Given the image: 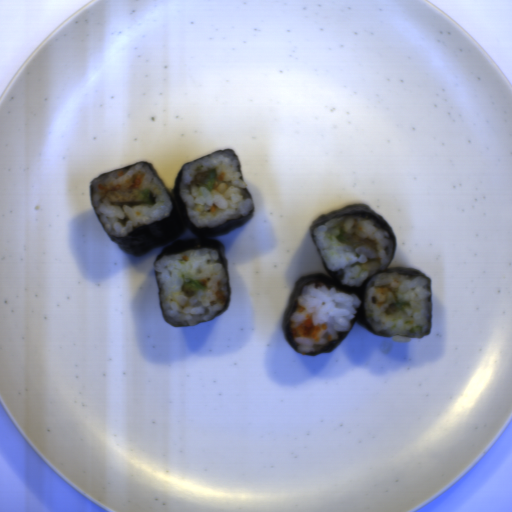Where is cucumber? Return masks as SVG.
I'll return each mask as SVG.
<instances>
[{
  "mask_svg": "<svg viewBox=\"0 0 512 512\" xmlns=\"http://www.w3.org/2000/svg\"><path fill=\"white\" fill-rule=\"evenodd\" d=\"M111 205L116 206H154L156 204L155 197L151 190L144 189H128L109 191L106 194Z\"/></svg>",
  "mask_w": 512,
  "mask_h": 512,
  "instance_id": "obj_1",
  "label": "cucumber"
},
{
  "mask_svg": "<svg viewBox=\"0 0 512 512\" xmlns=\"http://www.w3.org/2000/svg\"><path fill=\"white\" fill-rule=\"evenodd\" d=\"M206 286L198 282L197 280L191 278H187L182 287L181 291H184L186 297H193L197 294L199 290H206Z\"/></svg>",
  "mask_w": 512,
  "mask_h": 512,
  "instance_id": "obj_2",
  "label": "cucumber"
},
{
  "mask_svg": "<svg viewBox=\"0 0 512 512\" xmlns=\"http://www.w3.org/2000/svg\"><path fill=\"white\" fill-rule=\"evenodd\" d=\"M217 180V171L215 168H211L205 172L204 176L197 182L199 186H204L208 191H212L214 183Z\"/></svg>",
  "mask_w": 512,
  "mask_h": 512,
  "instance_id": "obj_3",
  "label": "cucumber"
},
{
  "mask_svg": "<svg viewBox=\"0 0 512 512\" xmlns=\"http://www.w3.org/2000/svg\"><path fill=\"white\" fill-rule=\"evenodd\" d=\"M411 308L409 301H404L403 299L396 300V302L390 303L385 310V315L390 316L396 312L401 310H407Z\"/></svg>",
  "mask_w": 512,
  "mask_h": 512,
  "instance_id": "obj_4",
  "label": "cucumber"
},
{
  "mask_svg": "<svg viewBox=\"0 0 512 512\" xmlns=\"http://www.w3.org/2000/svg\"><path fill=\"white\" fill-rule=\"evenodd\" d=\"M338 231H339V234L337 237H335V240L343 245L349 244V240L347 239V233H346L345 228L339 227Z\"/></svg>",
  "mask_w": 512,
  "mask_h": 512,
  "instance_id": "obj_5",
  "label": "cucumber"
},
{
  "mask_svg": "<svg viewBox=\"0 0 512 512\" xmlns=\"http://www.w3.org/2000/svg\"><path fill=\"white\" fill-rule=\"evenodd\" d=\"M422 330V326L421 325H417V326H413L412 328H410V333H416L418 331Z\"/></svg>",
  "mask_w": 512,
  "mask_h": 512,
  "instance_id": "obj_6",
  "label": "cucumber"
},
{
  "mask_svg": "<svg viewBox=\"0 0 512 512\" xmlns=\"http://www.w3.org/2000/svg\"><path fill=\"white\" fill-rule=\"evenodd\" d=\"M355 266H359L360 267L361 266L360 261H357V262L353 263L351 267L353 268Z\"/></svg>",
  "mask_w": 512,
  "mask_h": 512,
  "instance_id": "obj_7",
  "label": "cucumber"
}]
</instances>
